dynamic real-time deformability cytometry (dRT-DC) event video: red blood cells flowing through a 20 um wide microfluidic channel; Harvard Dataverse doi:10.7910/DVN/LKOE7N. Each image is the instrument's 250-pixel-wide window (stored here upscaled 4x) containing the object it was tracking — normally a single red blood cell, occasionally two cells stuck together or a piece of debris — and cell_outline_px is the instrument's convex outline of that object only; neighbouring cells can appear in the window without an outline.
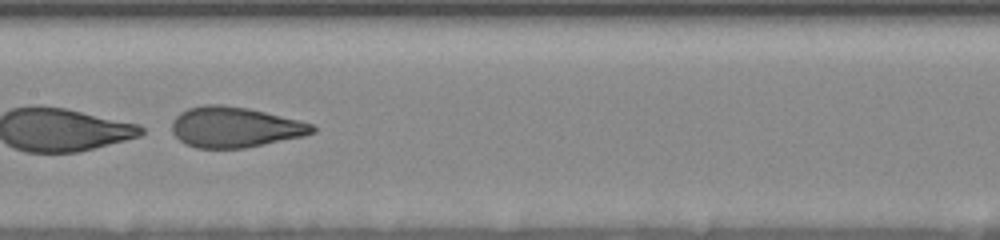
{"species": "human", "species_latin": "Homo sapiens", "temperature_condition": "room temperature", "stored_images_in_passage": 29, "camera_frame_rate_fps": 3000, "um_per_image_px": 0.085, "donor": {"sex": "female"}, "frame": {"image": 1, "passage_image": 16, "time_ms": 9.667, "image_size_px": [1000, 240], "cell_outline_px": [[316, 132], [304, 136], [244, 148], [196, 148], [184, 144], [172, 132], [172, 120], [180, 112], [188, 108], [204, 104], [220, 104], [248, 108], [312, 124], [316, 128]], "centroid_in_image_um": [19.92, 10.81], "position_along_channel_um": 187.5, "area_um2": 33.06}}
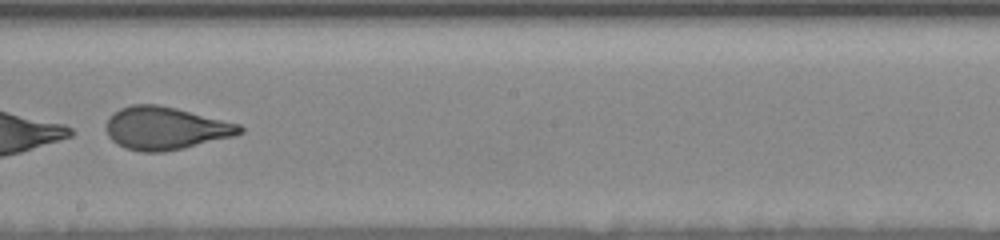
{"frame": {"image": 2, "passage_image": 18, "time_ms": 11.0, "image_size_px": [1000, 240], "cell_outline_px": [[244, 132], [232, 136], [164, 152], [140, 152], [124, 148], [116, 144], [108, 136], [104, 128], [108, 120], [120, 108], [132, 104], [156, 104], [176, 108], [240, 124], [244, 128]], "centroid_in_image_um": [14.03, 10.9], "position_along_channel_um": 234.2, "area_um2": 33.12}}
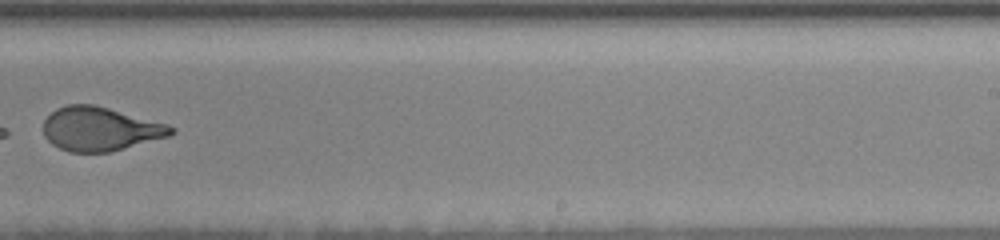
{"frame": {"image": 3, "passage_image": 20, "time_ms": 12.333, "image_size_px": [1000, 240], "cell_outline_px": [[176, 132], [168, 136], [108, 152], [68, 152], [52, 144], [44, 136], [44, 120], [56, 108], [68, 104], [96, 104], [168, 124], [176, 128]], "centroid_in_image_um": [8.51, 10.94], "position_along_channel_um": 280.5, "area_um2": 32.6}}